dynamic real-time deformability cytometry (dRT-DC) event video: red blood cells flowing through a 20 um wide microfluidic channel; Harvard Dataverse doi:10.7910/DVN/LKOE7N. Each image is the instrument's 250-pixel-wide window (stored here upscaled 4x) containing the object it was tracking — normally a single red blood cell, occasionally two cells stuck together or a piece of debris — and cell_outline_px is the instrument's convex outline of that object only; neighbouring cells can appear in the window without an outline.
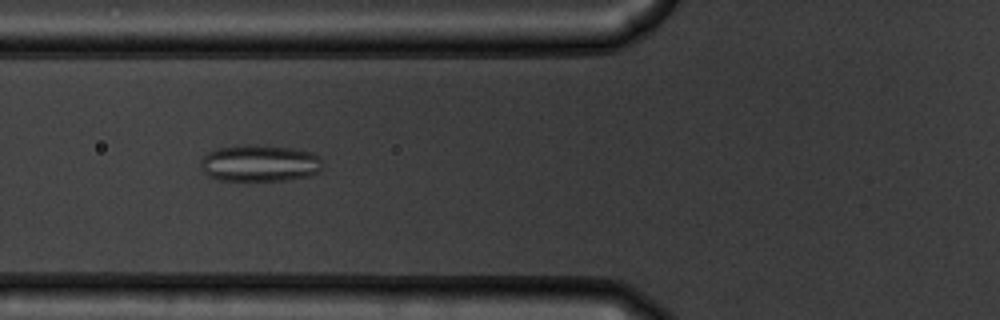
{"species": "common noctule bat (a hibernating species)", "species_latin": "Nyctalus noctula", "temperature_condition": "warm", "stored_images_in_passage": 50, "camera_frame_rate_fps": 3000, "um_per_image_px": 0.085, "animal": {"sex": "male", "body_mass_g": 19.5, "forearm_length_mm": 54.6}, "frame": {"image": 1, "passage_image": 16, "time_ms": 5.0, "image_size_px": [1000, 320], "cell_outline_px": [[320, 172], [308, 176], [288, 180], [220, 180], [208, 176], [200, 168], [200, 160], [208, 152], [216, 148], [244, 144], [292, 148], [312, 152], [320, 156]], "centroid_in_image_um": [22.05, 13.87], "position_along_channel_um": 103.8, "area_um2": 26.18}}
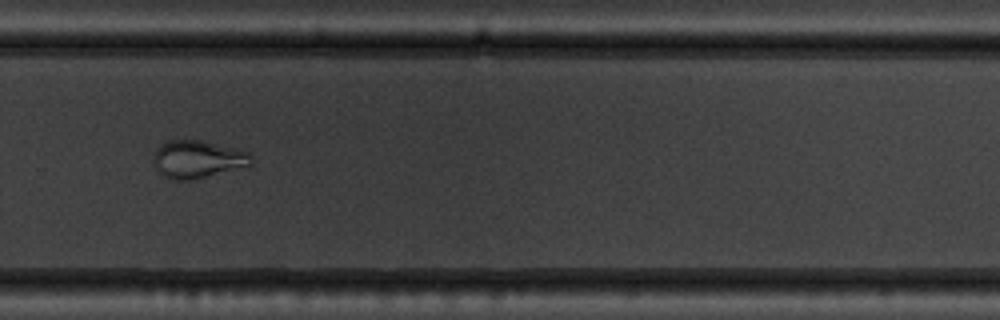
{"frame": {"image": 2, "passage_image": 33, "time_ms": 10.667, "image_size_px": [1000, 320], "cell_outline_px": [[252, 164], [192, 180], [172, 180], [164, 176], [156, 168], [152, 156], [156, 148], [160, 144], [168, 140], [200, 140], [240, 148], [248, 152], [252, 160]], "centroid_in_image_um": [16.77, 13.51], "position_along_channel_um": 313.0, "area_um2": 21.5}}
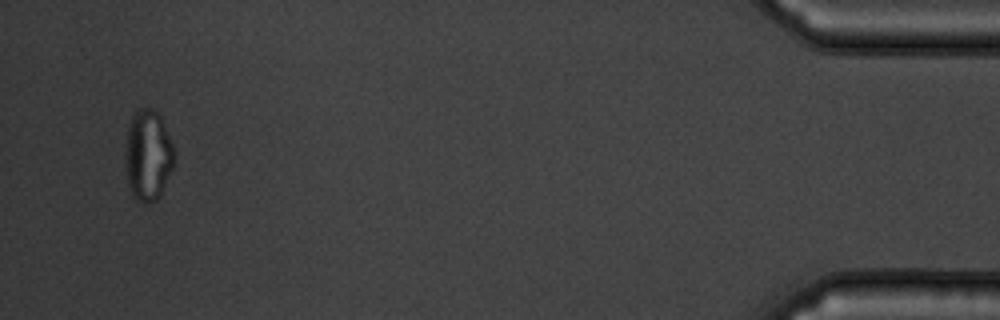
{"frame": {"image": 3, "passage_image": 48, "time_ms": 15.667, "image_size_px": [1000, 320], "cell_outline_px": [[176, 156], [172, 168], [160, 196], [156, 200], [148, 204], [144, 204], [136, 200], [132, 196], [128, 188], [124, 160], [124, 152], [128, 124], [132, 116], [140, 108], [152, 108], [160, 116], [172, 144]], "centroid_in_image_um": [12.54, 13.24], "position_along_channel_um": 422.7, "area_um2": 26.36}, "authors_computed_cell_mechanics": {"area_um2": 24.7384, "velocity_mm_per_s": 3.716, "shape_relaxation_time_tau1_ms": null, "shape_relaxation_time_tau2_ms": 1.4646, "deformation_change_tau1": null, "deformation_change_tau2": 0.0758}}